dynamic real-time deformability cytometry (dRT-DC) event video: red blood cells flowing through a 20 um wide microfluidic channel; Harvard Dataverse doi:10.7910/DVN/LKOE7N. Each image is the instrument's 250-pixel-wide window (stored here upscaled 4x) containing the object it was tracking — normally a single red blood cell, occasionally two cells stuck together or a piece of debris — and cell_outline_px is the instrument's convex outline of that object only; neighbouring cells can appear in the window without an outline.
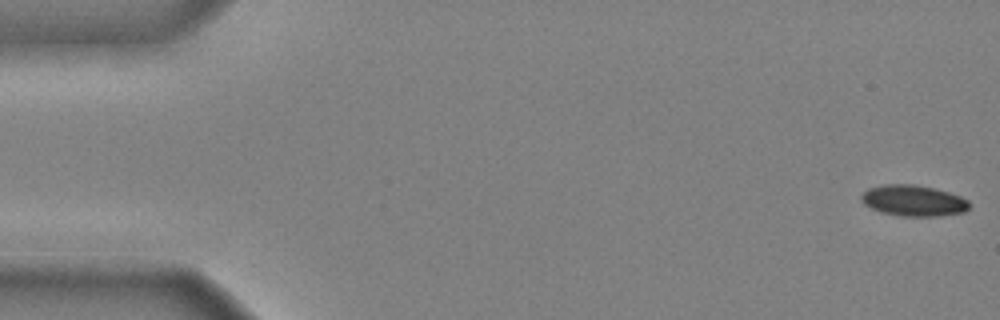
{"species": "common noctule bat (a hibernating species)", "species_latin": "Nyctalus noctula", "temperature_condition": "cold", "stored_images_in_passage": 48, "camera_frame_rate_fps": 3000, "um_per_image_px": 0.085, "animal": {"sex": "male", "body_mass_g": 20.4}, "frame": {"image": 1, "passage_image": 1, "time_ms": 0.0, "image_size_px": [1000, 320], "cell_outline_px": [[968, 208], [964, 212], [940, 216], [900, 216], [880, 212], [864, 204], [860, 200], [860, 196], [868, 188], [884, 184], [912, 184], [932, 188], [948, 192], [960, 196], [968, 200]], "centroid_in_image_um": [77.61, 17.06], "position_along_channel_um": 7.4, "area_um2": 19.48}}
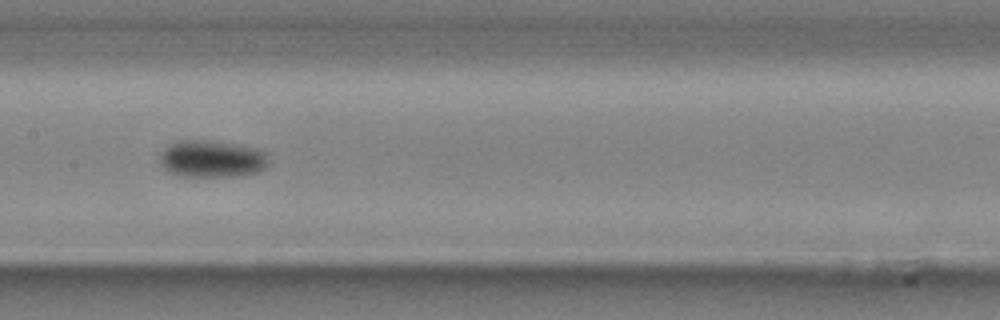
{"frame": {"image": 2, "passage_image": 25, "time_ms": 8.0, "image_size_px": [1000, 320], "cell_outline_px": [[268, 168], [260, 172], [244, 176], [176, 176], [168, 172], [160, 164], [160, 152], [168, 144], [176, 140], [212, 140], [240, 144], [256, 148], [264, 152], [268, 156]], "centroid_in_image_um": [18.02, 13.5], "position_along_channel_um": 189.4, "area_um2": 24.28}}
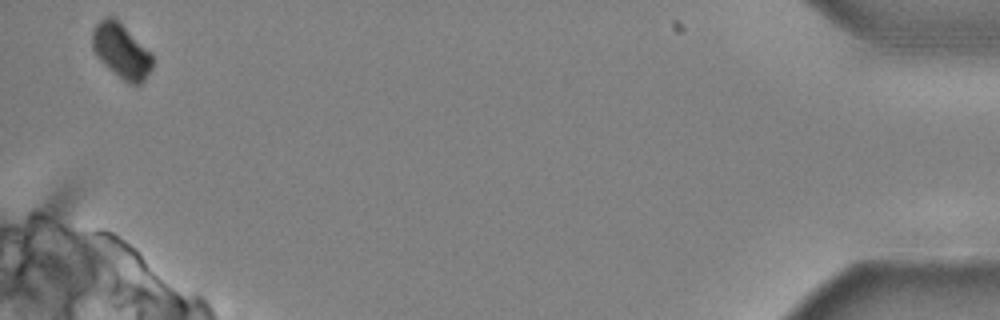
{"frame": {"image": 3, "passage_image": 48, "time_ms": 15.667, "image_size_px": [1000, 320], "cell_outline_px": [[152, 68], [144, 80], [140, 84], [128, 84], [112, 72], [96, 56], [92, 48], [92, 32], [96, 24], [104, 16], [112, 16], [152, 52]], "centroid_in_image_um": [10.3, 4.35], "position_along_channel_um": 424.9, "area_um2": 19.13}, "authors_computed_cell_mechanics": {"area_um2": 21.7906, "velocity_mm_per_s": 3.9528, "shape_relaxation_time_tau1_ms": 4.3018, "shape_relaxation_time_tau2_ms": null, "deformation_change_tau1": 0.1019, "deformation_change_tau2": null}}